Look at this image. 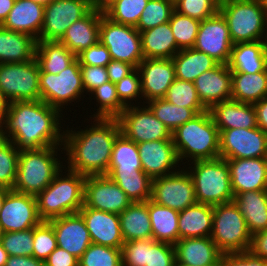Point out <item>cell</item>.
I'll list each match as a JSON object with an SVG mask.
<instances>
[{"mask_svg":"<svg viewBox=\"0 0 267 266\" xmlns=\"http://www.w3.org/2000/svg\"><path fill=\"white\" fill-rule=\"evenodd\" d=\"M59 112L42 100L7 103L0 136L20 151L62 146L64 132H61Z\"/></svg>","mask_w":267,"mask_h":266,"instance_id":"cell-1","label":"cell"},{"mask_svg":"<svg viewBox=\"0 0 267 266\" xmlns=\"http://www.w3.org/2000/svg\"><path fill=\"white\" fill-rule=\"evenodd\" d=\"M94 122L89 129L63 131L61 149L67 151L68 170L84 176L107 174L114 141L121 133L116 118H95Z\"/></svg>","mask_w":267,"mask_h":266,"instance_id":"cell-2","label":"cell"},{"mask_svg":"<svg viewBox=\"0 0 267 266\" xmlns=\"http://www.w3.org/2000/svg\"><path fill=\"white\" fill-rule=\"evenodd\" d=\"M220 132L209 110L197 114L172 132V141L179 161H193L220 157Z\"/></svg>","mask_w":267,"mask_h":266,"instance_id":"cell-3","label":"cell"},{"mask_svg":"<svg viewBox=\"0 0 267 266\" xmlns=\"http://www.w3.org/2000/svg\"><path fill=\"white\" fill-rule=\"evenodd\" d=\"M67 171V176L62 177L61 169L53 181L36 196L38 214L42 221L78 213L84 205L86 176L71 170Z\"/></svg>","mask_w":267,"mask_h":266,"instance_id":"cell-4","label":"cell"},{"mask_svg":"<svg viewBox=\"0 0 267 266\" xmlns=\"http://www.w3.org/2000/svg\"><path fill=\"white\" fill-rule=\"evenodd\" d=\"M58 147L60 146L20 151L16 181L12 190L33 196L42 192L63 167L55 157Z\"/></svg>","mask_w":267,"mask_h":266,"instance_id":"cell-5","label":"cell"},{"mask_svg":"<svg viewBox=\"0 0 267 266\" xmlns=\"http://www.w3.org/2000/svg\"><path fill=\"white\" fill-rule=\"evenodd\" d=\"M188 173L193 179L197 203L218 205L232 202L230 169L226 159L221 157L191 162Z\"/></svg>","mask_w":267,"mask_h":266,"instance_id":"cell-6","label":"cell"},{"mask_svg":"<svg viewBox=\"0 0 267 266\" xmlns=\"http://www.w3.org/2000/svg\"><path fill=\"white\" fill-rule=\"evenodd\" d=\"M219 12L233 44L262 41L267 16L259 0H221Z\"/></svg>","mask_w":267,"mask_h":266,"instance_id":"cell-7","label":"cell"},{"mask_svg":"<svg viewBox=\"0 0 267 266\" xmlns=\"http://www.w3.org/2000/svg\"><path fill=\"white\" fill-rule=\"evenodd\" d=\"M251 238L245 218L233 201L213 206L211 239L223 254L249 251Z\"/></svg>","mask_w":267,"mask_h":266,"instance_id":"cell-8","label":"cell"},{"mask_svg":"<svg viewBox=\"0 0 267 266\" xmlns=\"http://www.w3.org/2000/svg\"><path fill=\"white\" fill-rule=\"evenodd\" d=\"M37 60L0 63V93L7 103L41 100Z\"/></svg>","mask_w":267,"mask_h":266,"instance_id":"cell-9","label":"cell"},{"mask_svg":"<svg viewBox=\"0 0 267 266\" xmlns=\"http://www.w3.org/2000/svg\"><path fill=\"white\" fill-rule=\"evenodd\" d=\"M99 41L106 46L112 60L137 68L144 59L140 32L132 26L111 21L101 14Z\"/></svg>","mask_w":267,"mask_h":266,"instance_id":"cell-10","label":"cell"},{"mask_svg":"<svg viewBox=\"0 0 267 266\" xmlns=\"http://www.w3.org/2000/svg\"><path fill=\"white\" fill-rule=\"evenodd\" d=\"M39 85L41 100L61 113L65 104L76 101L85 92L79 60L76 59L58 74L40 72Z\"/></svg>","mask_w":267,"mask_h":266,"instance_id":"cell-11","label":"cell"},{"mask_svg":"<svg viewBox=\"0 0 267 266\" xmlns=\"http://www.w3.org/2000/svg\"><path fill=\"white\" fill-rule=\"evenodd\" d=\"M93 0H53L45 6L38 41H59L70 25L93 9Z\"/></svg>","mask_w":267,"mask_h":266,"instance_id":"cell-12","label":"cell"},{"mask_svg":"<svg viewBox=\"0 0 267 266\" xmlns=\"http://www.w3.org/2000/svg\"><path fill=\"white\" fill-rule=\"evenodd\" d=\"M178 171L152 179L150 199L158 205L182 211L197 201L193 179L188 170Z\"/></svg>","mask_w":267,"mask_h":266,"instance_id":"cell-13","label":"cell"},{"mask_svg":"<svg viewBox=\"0 0 267 266\" xmlns=\"http://www.w3.org/2000/svg\"><path fill=\"white\" fill-rule=\"evenodd\" d=\"M121 133L139 144L146 141L172 139V132L144 106H128L117 118Z\"/></svg>","mask_w":267,"mask_h":266,"instance_id":"cell-14","label":"cell"},{"mask_svg":"<svg viewBox=\"0 0 267 266\" xmlns=\"http://www.w3.org/2000/svg\"><path fill=\"white\" fill-rule=\"evenodd\" d=\"M219 145L223 159L267 157V132L258 127L221 130Z\"/></svg>","mask_w":267,"mask_h":266,"instance_id":"cell-15","label":"cell"},{"mask_svg":"<svg viewBox=\"0 0 267 266\" xmlns=\"http://www.w3.org/2000/svg\"><path fill=\"white\" fill-rule=\"evenodd\" d=\"M233 45L227 22L220 12L200 22L194 49L206 53L218 64H228Z\"/></svg>","mask_w":267,"mask_h":266,"instance_id":"cell-16","label":"cell"},{"mask_svg":"<svg viewBox=\"0 0 267 266\" xmlns=\"http://www.w3.org/2000/svg\"><path fill=\"white\" fill-rule=\"evenodd\" d=\"M132 201L108 175L86 176L84 205L104 212L120 214Z\"/></svg>","mask_w":267,"mask_h":266,"instance_id":"cell-17","label":"cell"},{"mask_svg":"<svg viewBox=\"0 0 267 266\" xmlns=\"http://www.w3.org/2000/svg\"><path fill=\"white\" fill-rule=\"evenodd\" d=\"M42 220L38 214L36 196L10 190L0 211L3 233L25 231L38 226Z\"/></svg>","mask_w":267,"mask_h":266,"instance_id":"cell-18","label":"cell"},{"mask_svg":"<svg viewBox=\"0 0 267 266\" xmlns=\"http://www.w3.org/2000/svg\"><path fill=\"white\" fill-rule=\"evenodd\" d=\"M137 146L143 171L151 179L176 172L180 161L172 139L146 141Z\"/></svg>","mask_w":267,"mask_h":266,"instance_id":"cell-19","label":"cell"},{"mask_svg":"<svg viewBox=\"0 0 267 266\" xmlns=\"http://www.w3.org/2000/svg\"><path fill=\"white\" fill-rule=\"evenodd\" d=\"M141 77L142 97L149 101L164 98L175 81L172 59H143L137 67Z\"/></svg>","mask_w":267,"mask_h":266,"instance_id":"cell-20","label":"cell"},{"mask_svg":"<svg viewBox=\"0 0 267 266\" xmlns=\"http://www.w3.org/2000/svg\"><path fill=\"white\" fill-rule=\"evenodd\" d=\"M82 215L92 243L112 248H122L124 243L119 214L104 212L83 205Z\"/></svg>","mask_w":267,"mask_h":266,"instance_id":"cell-21","label":"cell"},{"mask_svg":"<svg viewBox=\"0 0 267 266\" xmlns=\"http://www.w3.org/2000/svg\"><path fill=\"white\" fill-rule=\"evenodd\" d=\"M234 196L239 193L267 190V157L226 159Z\"/></svg>","mask_w":267,"mask_h":266,"instance_id":"cell-22","label":"cell"},{"mask_svg":"<svg viewBox=\"0 0 267 266\" xmlns=\"http://www.w3.org/2000/svg\"><path fill=\"white\" fill-rule=\"evenodd\" d=\"M48 222L54 228L57 246L68 251L78 259L92 244L89 231L79 212L54 218Z\"/></svg>","mask_w":267,"mask_h":266,"instance_id":"cell-23","label":"cell"},{"mask_svg":"<svg viewBox=\"0 0 267 266\" xmlns=\"http://www.w3.org/2000/svg\"><path fill=\"white\" fill-rule=\"evenodd\" d=\"M231 83L232 71L227 64H217L194 81L199 100L207 110L231 99Z\"/></svg>","mask_w":267,"mask_h":266,"instance_id":"cell-24","label":"cell"},{"mask_svg":"<svg viewBox=\"0 0 267 266\" xmlns=\"http://www.w3.org/2000/svg\"><path fill=\"white\" fill-rule=\"evenodd\" d=\"M176 266H210L218 264L223 253L211 237H193L175 244Z\"/></svg>","mask_w":267,"mask_h":266,"instance_id":"cell-25","label":"cell"},{"mask_svg":"<svg viewBox=\"0 0 267 266\" xmlns=\"http://www.w3.org/2000/svg\"><path fill=\"white\" fill-rule=\"evenodd\" d=\"M209 112L219 132L235 128L251 129L258 127L253 104L230 99L213 105Z\"/></svg>","mask_w":267,"mask_h":266,"instance_id":"cell-26","label":"cell"},{"mask_svg":"<svg viewBox=\"0 0 267 266\" xmlns=\"http://www.w3.org/2000/svg\"><path fill=\"white\" fill-rule=\"evenodd\" d=\"M102 10L93 8L86 16L68 27L59 40L76 56L99 42Z\"/></svg>","mask_w":267,"mask_h":266,"instance_id":"cell-27","label":"cell"},{"mask_svg":"<svg viewBox=\"0 0 267 266\" xmlns=\"http://www.w3.org/2000/svg\"><path fill=\"white\" fill-rule=\"evenodd\" d=\"M45 6L32 0H16L2 27L7 30L26 33L38 41Z\"/></svg>","mask_w":267,"mask_h":266,"instance_id":"cell-28","label":"cell"},{"mask_svg":"<svg viewBox=\"0 0 267 266\" xmlns=\"http://www.w3.org/2000/svg\"><path fill=\"white\" fill-rule=\"evenodd\" d=\"M233 202L245 218L251 235L267 229V190L236 194Z\"/></svg>","mask_w":267,"mask_h":266,"instance_id":"cell-29","label":"cell"},{"mask_svg":"<svg viewBox=\"0 0 267 266\" xmlns=\"http://www.w3.org/2000/svg\"><path fill=\"white\" fill-rule=\"evenodd\" d=\"M213 206L196 203L179 211V240L193 237H211Z\"/></svg>","mask_w":267,"mask_h":266,"instance_id":"cell-30","label":"cell"},{"mask_svg":"<svg viewBox=\"0 0 267 266\" xmlns=\"http://www.w3.org/2000/svg\"><path fill=\"white\" fill-rule=\"evenodd\" d=\"M37 40L0 25V63H22L35 58Z\"/></svg>","mask_w":267,"mask_h":266,"instance_id":"cell-31","label":"cell"},{"mask_svg":"<svg viewBox=\"0 0 267 266\" xmlns=\"http://www.w3.org/2000/svg\"><path fill=\"white\" fill-rule=\"evenodd\" d=\"M145 59H172L180 50L169 22L140 32Z\"/></svg>","mask_w":267,"mask_h":266,"instance_id":"cell-32","label":"cell"},{"mask_svg":"<svg viewBox=\"0 0 267 266\" xmlns=\"http://www.w3.org/2000/svg\"><path fill=\"white\" fill-rule=\"evenodd\" d=\"M227 65L232 72H263L267 68V55L262 41L234 44Z\"/></svg>","mask_w":267,"mask_h":266,"instance_id":"cell-33","label":"cell"},{"mask_svg":"<svg viewBox=\"0 0 267 266\" xmlns=\"http://www.w3.org/2000/svg\"><path fill=\"white\" fill-rule=\"evenodd\" d=\"M124 242L152 238V227L146 202H133L119 214Z\"/></svg>","mask_w":267,"mask_h":266,"instance_id":"cell-34","label":"cell"},{"mask_svg":"<svg viewBox=\"0 0 267 266\" xmlns=\"http://www.w3.org/2000/svg\"><path fill=\"white\" fill-rule=\"evenodd\" d=\"M267 97V68L263 72L246 74L232 72L231 99L254 104Z\"/></svg>","mask_w":267,"mask_h":266,"instance_id":"cell-35","label":"cell"},{"mask_svg":"<svg viewBox=\"0 0 267 266\" xmlns=\"http://www.w3.org/2000/svg\"><path fill=\"white\" fill-rule=\"evenodd\" d=\"M35 59L40 72L58 74L71 65L77 56L59 41H37Z\"/></svg>","mask_w":267,"mask_h":266,"instance_id":"cell-36","label":"cell"},{"mask_svg":"<svg viewBox=\"0 0 267 266\" xmlns=\"http://www.w3.org/2000/svg\"><path fill=\"white\" fill-rule=\"evenodd\" d=\"M152 239L174 245L179 240V211L148 200Z\"/></svg>","mask_w":267,"mask_h":266,"instance_id":"cell-37","label":"cell"},{"mask_svg":"<svg viewBox=\"0 0 267 266\" xmlns=\"http://www.w3.org/2000/svg\"><path fill=\"white\" fill-rule=\"evenodd\" d=\"M172 62L176 78L190 82L218 64L209 55L194 48L180 50L172 58Z\"/></svg>","mask_w":267,"mask_h":266,"instance_id":"cell-38","label":"cell"},{"mask_svg":"<svg viewBox=\"0 0 267 266\" xmlns=\"http://www.w3.org/2000/svg\"><path fill=\"white\" fill-rule=\"evenodd\" d=\"M133 202H146L151 198L152 179L144 171L107 172V174Z\"/></svg>","mask_w":267,"mask_h":266,"instance_id":"cell-39","label":"cell"},{"mask_svg":"<svg viewBox=\"0 0 267 266\" xmlns=\"http://www.w3.org/2000/svg\"><path fill=\"white\" fill-rule=\"evenodd\" d=\"M143 171L137 143L120 133L113 144L108 172Z\"/></svg>","mask_w":267,"mask_h":266,"instance_id":"cell-40","label":"cell"},{"mask_svg":"<svg viewBox=\"0 0 267 266\" xmlns=\"http://www.w3.org/2000/svg\"><path fill=\"white\" fill-rule=\"evenodd\" d=\"M145 103H148L147 106L155 117L164 123L171 132L197 115L191 108L171 104L164 98L153 99Z\"/></svg>","mask_w":267,"mask_h":266,"instance_id":"cell-41","label":"cell"},{"mask_svg":"<svg viewBox=\"0 0 267 266\" xmlns=\"http://www.w3.org/2000/svg\"><path fill=\"white\" fill-rule=\"evenodd\" d=\"M149 0H114L103 13L111 21L136 27Z\"/></svg>","mask_w":267,"mask_h":266,"instance_id":"cell-42","label":"cell"},{"mask_svg":"<svg viewBox=\"0 0 267 266\" xmlns=\"http://www.w3.org/2000/svg\"><path fill=\"white\" fill-rule=\"evenodd\" d=\"M164 99L171 104L191 108L196 114L207 110L199 100L194 82L176 78L168 88Z\"/></svg>","mask_w":267,"mask_h":266,"instance_id":"cell-43","label":"cell"},{"mask_svg":"<svg viewBox=\"0 0 267 266\" xmlns=\"http://www.w3.org/2000/svg\"><path fill=\"white\" fill-rule=\"evenodd\" d=\"M91 94L98 101L99 108L93 115L95 118H118L126 108L120 101L116 91L115 83L108 81L95 88Z\"/></svg>","mask_w":267,"mask_h":266,"instance_id":"cell-44","label":"cell"},{"mask_svg":"<svg viewBox=\"0 0 267 266\" xmlns=\"http://www.w3.org/2000/svg\"><path fill=\"white\" fill-rule=\"evenodd\" d=\"M200 20L173 11L169 24L179 50L193 48Z\"/></svg>","mask_w":267,"mask_h":266,"instance_id":"cell-45","label":"cell"},{"mask_svg":"<svg viewBox=\"0 0 267 266\" xmlns=\"http://www.w3.org/2000/svg\"><path fill=\"white\" fill-rule=\"evenodd\" d=\"M20 150L0 136V187L12 190L16 181Z\"/></svg>","mask_w":267,"mask_h":266,"instance_id":"cell-46","label":"cell"},{"mask_svg":"<svg viewBox=\"0 0 267 266\" xmlns=\"http://www.w3.org/2000/svg\"><path fill=\"white\" fill-rule=\"evenodd\" d=\"M170 0H149L135 27L139 32L169 22L174 11Z\"/></svg>","mask_w":267,"mask_h":266,"instance_id":"cell-47","label":"cell"},{"mask_svg":"<svg viewBox=\"0 0 267 266\" xmlns=\"http://www.w3.org/2000/svg\"><path fill=\"white\" fill-rule=\"evenodd\" d=\"M78 266H122L121 248L92 243L78 259Z\"/></svg>","mask_w":267,"mask_h":266,"instance_id":"cell-48","label":"cell"},{"mask_svg":"<svg viewBox=\"0 0 267 266\" xmlns=\"http://www.w3.org/2000/svg\"><path fill=\"white\" fill-rule=\"evenodd\" d=\"M57 248L53 226L48 221H42L33 228V253L37 259L45 261Z\"/></svg>","mask_w":267,"mask_h":266,"instance_id":"cell-49","label":"cell"},{"mask_svg":"<svg viewBox=\"0 0 267 266\" xmlns=\"http://www.w3.org/2000/svg\"><path fill=\"white\" fill-rule=\"evenodd\" d=\"M0 242L8 256H32L33 228L25 231L5 232Z\"/></svg>","mask_w":267,"mask_h":266,"instance_id":"cell-50","label":"cell"},{"mask_svg":"<svg viewBox=\"0 0 267 266\" xmlns=\"http://www.w3.org/2000/svg\"><path fill=\"white\" fill-rule=\"evenodd\" d=\"M220 1L178 0L174 3V9L180 14L202 21L219 12Z\"/></svg>","mask_w":267,"mask_h":266,"instance_id":"cell-51","label":"cell"},{"mask_svg":"<svg viewBox=\"0 0 267 266\" xmlns=\"http://www.w3.org/2000/svg\"><path fill=\"white\" fill-rule=\"evenodd\" d=\"M154 239H139L124 242L122 251V266H146L149 249L156 243Z\"/></svg>","mask_w":267,"mask_h":266,"instance_id":"cell-52","label":"cell"},{"mask_svg":"<svg viewBox=\"0 0 267 266\" xmlns=\"http://www.w3.org/2000/svg\"><path fill=\"white\" fill-rule=\"evenodd\" d=\"M115 87L121 103L125 107L131 106L129 100H135L140 94L142 97L141 77L138 69L136 68L131 74L115 83Z\"/></svg>","mask_w":267,"mask_h":266,"instance_id":"cell-53","label":"cell"},{"mask_svg":"<svg viewBox=\"0 0 267 266\" xmlns=\"http://www.w3.org/2000/svg\"><path fill=\"white\" fill-rule=\"evenodd\" d=\"M146 266H176L174 245L157 241L149 249L148 264Z\"/></svg>","mask_w":267,"mask_h":266,"instance_id":"cell-54","label":"cell"},{"mask_svg":"<svg viewBox=\"0 0 267 266\" xmlns=\"http://www.w3.org/2000/svg\"><path fill=\"white\" fill-rule=\"evenodd\" d=\"M80 65L106 67L112 60L106 46L100 41L77 55Z\"/></svg>","mask_w":267,"mask_h":266,"instance_id":"cell-55","label":"cell"},{"mask_svg":"<svg viewBox=\"0 0 267 266\" xmlns=\"http://www.w3.org/2000/svg\"><path fill=\"white\" fill-rule=\"evenodd\" d=\"M84 90L92 92L95 88L109 81L106 67L80 65Z\"/></svg>","mask_w":267,"mask_h":266,"instance_id":"cell-56","label":"cell"},{"mask_svg":"<svg viewBox=\"0 0 267 266\" xmlns=\"http://www.w3.org/2000/svg\"><path fill=\"white\" fill-rule=\"evenodd\" d=\"M221 266H267V260L253 255L250 251L223 254Z\"/></svg>","mask_w":267,"mask_h":266,"instance_id":"cell-57","label":"cell"},{"mask_svg":"<svg viewBox=\"0 0 267 266\" xmlns=\"http://www.w3.org/2000/svg\"><path fill=\"white\" fill-rule=\"evenodd\" d=\"M45 266H78V258L57 246L45 260Z\"/></svg>","mask_w":267,"mask_h":266,"instance_id":"cell-58","label":"cell"},{"mask_svg":"<svg viewBox=\"0 0 267 266\" xmlns=\"http://www.w3.org/2000/svg\"><path fill=\"white\" fill-rule=\"evenodd\" d=\"M135 69L133 65L119 60H111L106 66L109 81L112 83H117L123 77L131 74Z\"/></svg>","mask_w":267,"mask_h":266,"instance_id":"cell-59","label":"cell"},{"mask_svg":"<svg viewBox=\"0 0 267 266\" xmlns=\"http://www.w3.org/2000/svg\"><path fill=\"white\" fill-rule=\"evenodd\" d=\"M249 251L267 260V229L252 235Z\"/></svg>","mask_w":267,"mask_h":266,"instance_id":"cell-60","label":"cell"},{"mask_svg":"<svg viewBox=\"0 0 267 266\" xmlns=\"http://www.w3.org/2000/svg\"><path fill=\"white\" fill-rule=\"evenodd\" d=\"M5 266H45V261L34 256H8Z\"/></svg>","mask_w":267,"mask_h":266,"instance_id":"cell-61","label":"cell"},{"mask_svg":"<svg viewBox=\"0 0 267 266\" xmlns=\"http://www.w3.org/2000/svg\"><path fill=\"white\" fill-rule=\"evenodd\" d=\"M256 111L258 128L267 132V97L253 104Z\"/></svg>","mask_w":267,"mask_h":266,"instance_id":"cell-62","label":"cell"},{"mask_svg":"<svg viewBox=\"0 0 267 266\" xmlns=\"http://www.w3.org/2000/svg\"><path fill=\"white\" fill-rule=\"evenodd\" d=\"M16 0H0V25L5 21Z\"/></svg>","mask_w":267,"mask_h":266,"instance_id":"cell-63","label":"cell"},{"mask_svg":"<svg viewBox=\"0 0 267 266\" xmlns=\"http://www.w3.org/2000/svg\"><path fill=\"white\" fill-rule=\"evenodd\" d=\"M114 0H93V7L98 10H104Z\"/></svg>","mask_w":267,"mask_h":266,"instance_id":"cell-64","label":"cell"},{"mask_svg":"<svg viewBox=\"0 0 267 266\" xmlns=\"http://www.w3.org/2000/svg\"><path fill=\"white\" fill-rule=\"evenodd\" d=\"M6 107H7V102L3 99V97L0 93V129H1L3 122H4Z\"/></svg>","mask_w":267,"mask_h":266,"instance_id":"cell-65","label":"cell"},{"mask_svg":"<svg viewBox=\"0 0 267 266\" xmlns=\"http://www.w3.org/2000/svg\"><path fill=\"white\" fill-rule=\"evenodd\" d=\"M8 259V253L3 248L2 243L0 242V266H5Z\"/></svg>","mask_w":267,"mask_h":266,"instance_id":"cell-66","label":"cell"},{"mask_svg":"<svg viewBox=\"0 0 267 266\" xmlns=\"http://www.w3.org/2000/svg\"><path fill=\"white\" fill-rule=\"evenodd\" d=\"M10 190L5 188V187H0V211L2 210V206L6 197V194L9 192Z\"/></svg>","mask_w":267,"mask_h":266,"instance_id":"cell-67","label":"cell"},{"mask_svg":"<svg viewBox=\"0 0 267 266\" xmlns=\"http://www.w3.org/2000/svg\"><path fill=\"white\" fill-rule=\"evenodd\" d=\"M265 31H264V35H263V40H262V43H263V47H264V50H265V53L267 55V23H266V26H265ZM266 33V34H265Z\"/></svg>","mask_w":267,"mask_h":266,"instance_id":"cell-68","label":"cell"},{"mask_svg":"<svg viewBox=\"0 0 267 266\" xmlns=\"http://www.w3.org/2000/svg\"><path fill=\"white\" fill-rule=\"evenodd\" d=\"M32 1H34L36 3H39V4L43 5V6H46L47 4H49L53 0H32Z\"/></svg>","mask_w":267,"mask_h":266,"instance_id":"cell-69","label":"cell"},{"mask_svg":"<svg viewBox=\"0 0 267 266\" xmlns=\"http://www.w3.org/2000/svg\"><path fill=\"white\" fill-rule=\"evenodd\" d=\"M260 2V5L262 6V8L264 9L265 11V14L267 16V0H259Z\"/></svg>","mask_w":267,"mask_h":266,"instance_id":"cell-70","label":"cell"},{"mask_svg":"<svg viewBox=\"0 0 267 266\" xmlns=\"http://www.w3.org/2000/svg\"><path fill=\"white\" fill-rule=\"evenodd\" d=\"M2 235H3V231H2V228L0 226V240H1Z\"/></svg>","mask_w":267,"mask_h":266,"instance_id":"cell-71","label":"cell"},{"mask_svg":"<svg viewBox=\"0 0 267 266\" xmlns=\"http://www.w3.org/2000/svg\"><path fill=\"white\" fill-rule=\"evenodd\" d=\"M210 266H221V261L218 264L210 265Z\"/></svg>","mask_w":267,"mask_h":266,"instance_id":"cell-72","label":"cell"},{"mask_svg":"<svg viewBox=\"0 0 267 266\" xmlns=\"http://www.w3.org/2000/svg\"><path fill=\"white\" fill-rule=\"evenodd\" d=\"M172 3H175V2H177L178 0H170Z\"/></svg>","mask_w":267,"mask_h":266,"instance_id":"cell-73","label":"cell"}]
</instances>
